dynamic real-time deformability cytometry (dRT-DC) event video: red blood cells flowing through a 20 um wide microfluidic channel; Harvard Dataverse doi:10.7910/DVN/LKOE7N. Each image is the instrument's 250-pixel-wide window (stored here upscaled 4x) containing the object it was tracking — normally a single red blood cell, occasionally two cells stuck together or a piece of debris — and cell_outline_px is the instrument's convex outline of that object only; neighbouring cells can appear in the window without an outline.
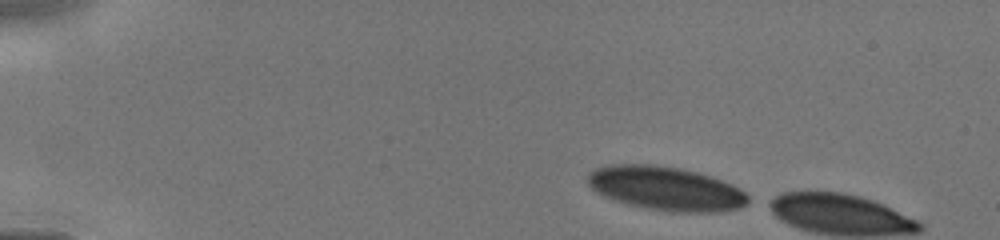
{"species": "human", "species_latin": "Homo sapiens", "temperature_condition": "cold", "stored_images_in_passage": 2, "camera_frame_rate_fps": 3000, "um_per_image_px": 0.085, "donor": {"sex": "male"}, "frame": {"image": 1, "passage_image": 1, "time_ms": 0.0, "image_size_px": [1000, 240], "cell_outline_px": [[748, 204], [740, 208], [720, 212], [672, 212], [648, 208], [628, 204], [604, 196], [596, 192], [588, 184], [588, 172], [604, 164], [656, 164], [680, 168], [712, 176], [732, 184], [740, 188], [748, 196]], "centroid_in_image_um": [56.6, 16.01], "position_along_channel_um": 28.4, "area_um2": 41.27}}